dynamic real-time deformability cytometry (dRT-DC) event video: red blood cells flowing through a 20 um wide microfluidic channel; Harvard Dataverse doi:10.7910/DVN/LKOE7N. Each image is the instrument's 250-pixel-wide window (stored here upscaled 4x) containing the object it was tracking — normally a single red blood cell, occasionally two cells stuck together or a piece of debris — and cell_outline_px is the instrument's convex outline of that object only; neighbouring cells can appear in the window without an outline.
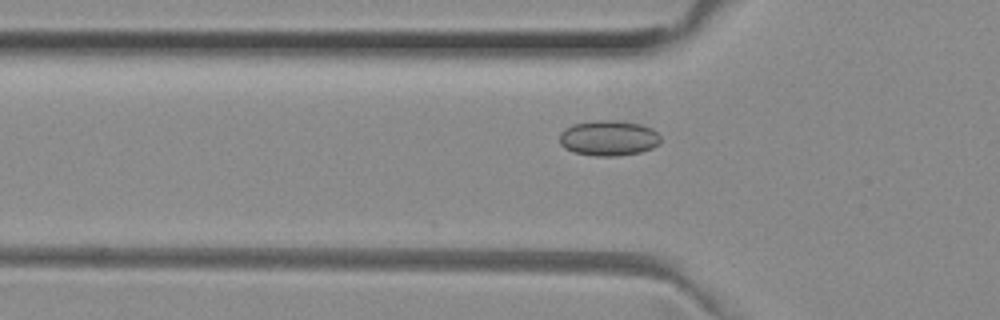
{"species": "common noctule bat (a hibernating species)", "species_latin": "Nyctalus noctula", "temperature_condition": "room temperature", "stored_images_in_passage": 22, "camera_frame_rate_fps": 3000, "um_per_image_px": 0.085, "animal": {"sex": "female", "body_mass_g": 29.2, "forearm_length_mm": 56.3}, "frame": {"image": 1, "passage_image": 3, "time_ms": 0.667, "image_size_px": [1000, 320], "cell_outline_px": [[660, 140], [652, 148], [640, 152], [616, 156], [596, 156], [576, 152], [564, 148], [560, 144], [560, 132], [564, 128], [572, 124], [592, 120], [616, 120], [640, 124], [652, 128], [660, 136]], "centroid_in_image_um": [51.7, 11.72], "position_along_channel_um": 74.1, "area_um2": 20.87}}
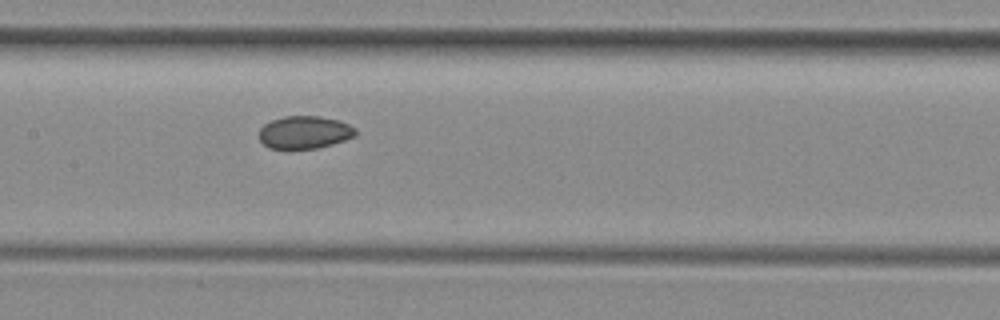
{"frame": {"image": 2, "passage_image": 11, "time_ms": 3.333, "image_size_px": [1000, 320], "cell_outline_px": [[356, 136], [332, 144], [316, 148], [288, 152], [268, 148], [260, 140], [260, 128], [264, 124], [272, 120], [284, 116], [320, 116], [340, 120], [356, 128]], "centroid_in_image_um": [25.86, 11.29], "position_along_channel_um": 181.5, "area_um2": 19.02}}
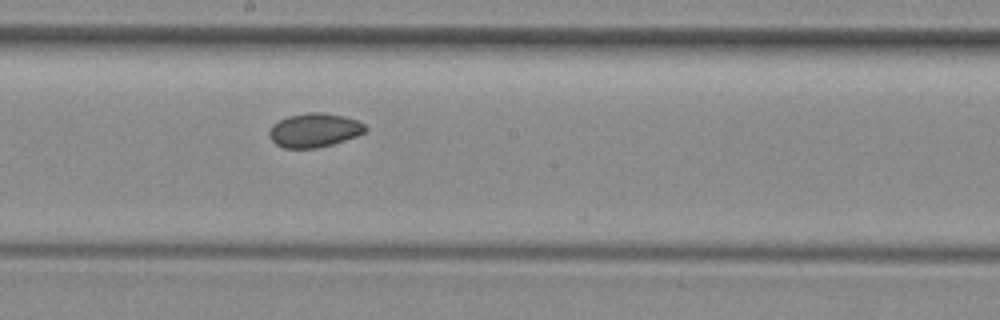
{"frame": {"image": 3, "passage_image": 14, "time_ms": 4.333, "image_size_px": [1000, 320], "cell_outline_px": [[368, 128], [364, 132], [356, 136], [332, 144], [316, 148], [284, 148], [276, 144], [272, 140], [268, 132], [272, 124], [288, 116], [308, 112], [320, 112], [344, 116], [356, 120], [364, 124]], "centroid_in_image_um": [26.7, 11.06], "position_along_channel_um": 221.5, "area_um2": 18.9}}